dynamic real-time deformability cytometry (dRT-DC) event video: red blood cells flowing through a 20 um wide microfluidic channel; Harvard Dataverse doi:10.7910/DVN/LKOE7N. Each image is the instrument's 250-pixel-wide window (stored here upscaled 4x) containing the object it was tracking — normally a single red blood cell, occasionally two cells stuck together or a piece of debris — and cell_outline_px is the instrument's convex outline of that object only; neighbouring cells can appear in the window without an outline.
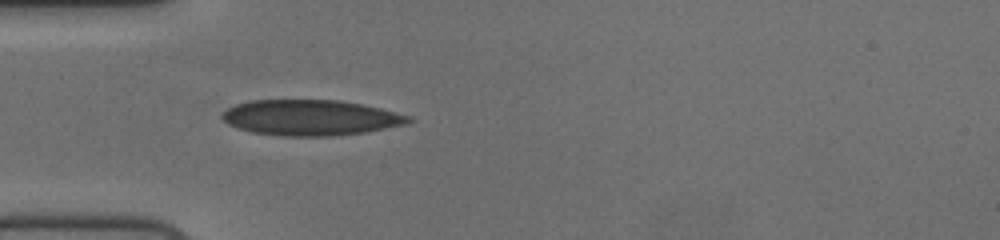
{"species": "human", "species_latin": "Homo sapiens", "temperature_condition": "cold", "stored_images_in_passage": 39, "camera_frame_rate_fps": 3000, "um_per_image_px": 0.085, "donor": {"sex": "female"}, "frame": {"image": 1, "passage_image": 1, "time_ms": 0.0, "image_size_px": [1000, 240], "cell_outline_px": [[412, 120], [408, 124], [364, 132], [328, 136], [280, 136], [248, 132], [228, 124], [220, 116], [228, 108], [236, 104], [252, 100], [336, 100], [360, 104], [380, 108], [412, 116]], "centroid_in_image_um": [26.38, 10.0], "position_along_channel_um": 58.6, "area_um2": 38.67}}
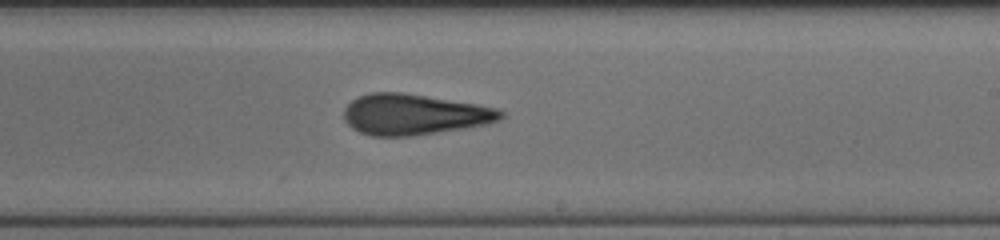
{"frame": {"image": 2, "passage_image": 17, "time_ms": 5.333, "image_size_px": [1000, 240], "cell_outline_px": [[504, 116], [500, 120], [488, 124], [464, 128], [412, 136], [372, 136], [360, 132], [352, 128], [344, 120], [344, 108], [352, 100], [368, 92], [404, 92], [500, 108], [504, 112]], "centroid_in_image_um": [35.21, 9.72], "position_along_channel_um": 253.8, "area_um2": 37.45}}
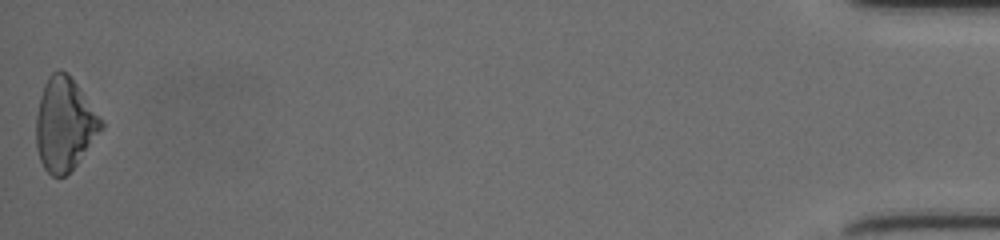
{"frame": {"image": 3, "passage_image": 39, "time_ms": 12.667, "image_size_px": [1000, 240], "cell_outline_px": [[104, 128], [76, 164], [64, 176], [52, 176], [44, 168], [40, 160], [36, 148], [36, 116], [40, 96], [44, 84], [48, 76], [52, 72], [60, 68], [68, 72], [104, 120]], "centroid_in_image_um": [5.49, 10.52], "position_along_channel_um": 429.7, "area_um2": 35.49}, "authors_computed_cell_mechanics": {"area_um2": 36.5874, "velocity_mm_per_s": 3.7518, "shape_relaxation_time_tau1_ms": 5.6252, "shape_relaxation_time_tau2_ms": 3.2914, "deformation_change_tau1": 0.1422, "deformation_change_tau2": 0.1064}}